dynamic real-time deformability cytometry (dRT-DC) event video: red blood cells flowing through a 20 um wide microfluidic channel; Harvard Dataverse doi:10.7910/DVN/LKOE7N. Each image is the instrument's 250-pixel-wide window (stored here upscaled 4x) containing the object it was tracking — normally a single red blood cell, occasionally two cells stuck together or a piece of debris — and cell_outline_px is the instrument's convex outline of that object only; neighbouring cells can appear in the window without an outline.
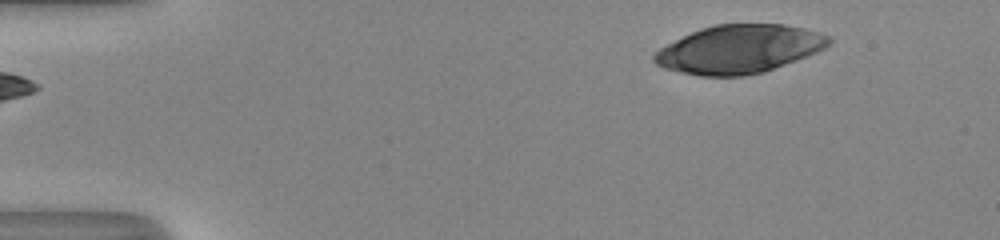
{"species": "human", "species_latin": "Homo sapiens", "temperature_condition": "room temperature", "stored_images_in_passage": 40, "camera_frame_rate_fps": 3000, "um_per_image_px": 0.085, "donor": {"sex": "male"}, "frame": {"image": 1, "passage_image": 1, "time_ms": 0.0, "image_size_px": [1000, 240], "cell_outline_px": [[832, 44], [816, 52], [796, 60], [764, 72], [744, 76], [700, 76], [664, 68], [656, 64], [652, 60], [652, 56], [660, 48], [700, 28], [716, 24], [784, 24], [804, 28], [820, 32], [828, 36], [832, 40]], "centroid_in_image_um": [62.84, 4.18], "position_along_channel_um": 22.2, "area_um2": 49.01}}
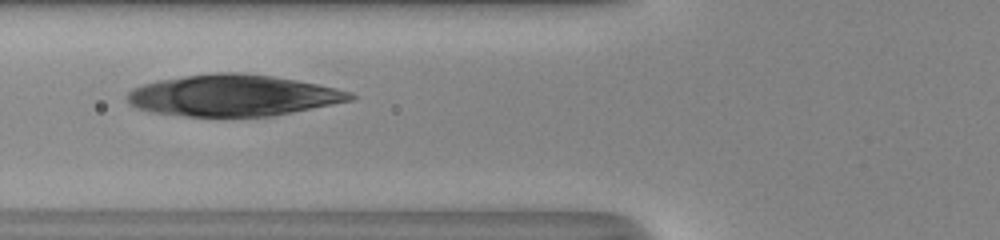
{"frame": {"image": 2, "passage_image": 15, "time_ms": 4.667, "image_size_px": [1000, 240], "cell_outline_px": [[356, 96], [352, 100], [272, 116], [184, 116], [152, 112], [136, 108], [128, 104], [128, 92], [132, 88], [156, 80], [184, 76], [216, 72], [240, 72], [272, 76], [296, 80], [336, 88], [352, 92]], "centroid_in_image_um": [19.78, 8.11], "position_along_channel_um": 106.0, "area_um2": 53.64}}
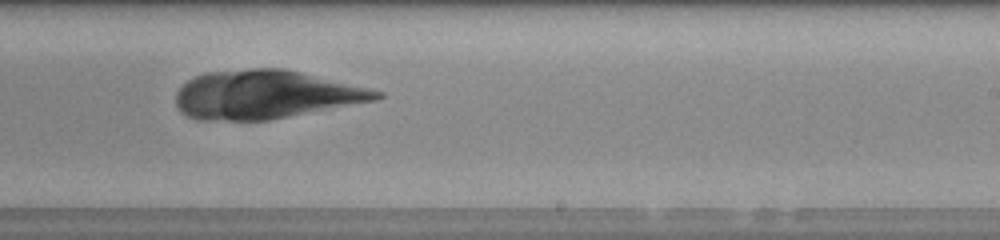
{"frame": {"image": 3, "passage_image": 27, "time_ms": 8.667, "image_size_px": [1000, 240], "cell_outline_px": [[384, 96], [376, 100], [268, 120], [196, 120], [180, 112], [176, 104], [176, 92], [188, 80], [196, 76], [208, 72], [252, 68], [280, 68], [300, 72], [384, 92]], "centroid_in_image_um": [22.51, 8.05], "position_along_channel_um": 266.5, "area_um2": 56.18}}